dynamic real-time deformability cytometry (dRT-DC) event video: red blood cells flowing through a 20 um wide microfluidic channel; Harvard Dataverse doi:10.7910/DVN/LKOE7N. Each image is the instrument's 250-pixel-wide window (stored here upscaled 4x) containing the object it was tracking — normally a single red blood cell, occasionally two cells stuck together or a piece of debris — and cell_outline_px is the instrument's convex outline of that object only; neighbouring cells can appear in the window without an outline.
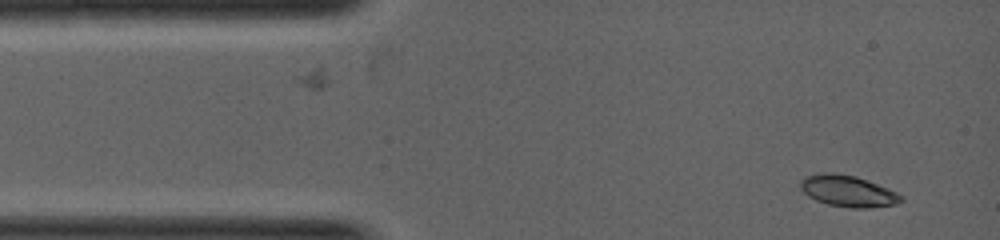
{"species": "common noctule bat (a hibernating species)", "species_latin": "Nyctalus noctula", "temperature_condition": "warm", "stored_images_in_passage": 9, "camera_frame_rate_fps": 5000, "um_per_image_px": 0.085, "animal": {"sex": "female", "body_mass_g": 19.0, "forearm_length_mm": 53.3}, "frame": {"image": 1, "passage_image": 1, "time_ms": 0.0, "image_size_px": [1000, 240], "cell_outline_px": [[900, 200], [892, 204], [868, 208], [852, 208], [828, 204], [816, 200], [808, 196], [800, 188], [800, 184], [808, 176], [824, 172], [836, 172], [856, 176], [876, 184], [900, 196]], "centroid_in_image_um": [71.98, 16.23], "position_along_channel_um": 13.0, "area_um2": 17.69}}
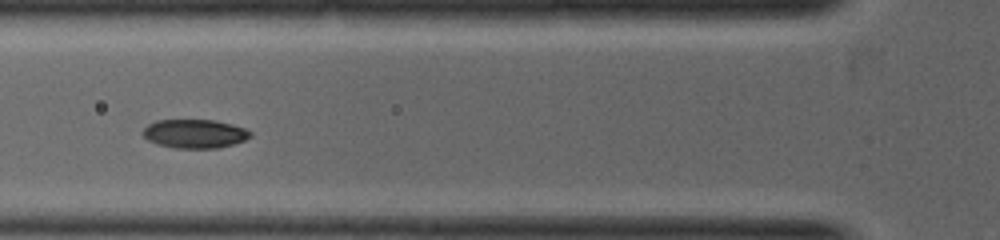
{"frame": {"image": 2, "passage_image": 7, "time_ms": 2.0, "image_size_px": [1000, 240], "cell_outline_px": [[252, 136], [244, 140], [232, 144], [216, 148], [176, 148], [160, 144], [148, 140], [144, 136], [144, 128], [148, 124], [156, 120], [216, 120], [232, 124], [244, 128], [252, 132]], "centroid_in_image_um": [16.58, 11.35], "position_along_channel_um": 109.2, "area_um2": 17.86}}
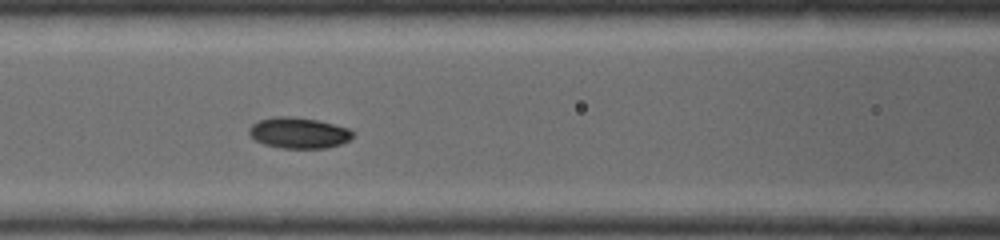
{"frame": {"image": 3, "passage_image": 8, "time_ms": 2.4, "image_size_px": [1000, 240], "cell_outline_px": [[356, 132], [348, 140], [340, 144], [324, 148], [284, 148], [264, 144], [256, 140], [248, 132], [252, 124], [260, 120], [272, 116], [296, 116], [316, 120], [348, 128]], "centroid_in_image_um": [25.39, 11.28], "position_along_channel_um": 141.2, "area_um2": 18.55}}